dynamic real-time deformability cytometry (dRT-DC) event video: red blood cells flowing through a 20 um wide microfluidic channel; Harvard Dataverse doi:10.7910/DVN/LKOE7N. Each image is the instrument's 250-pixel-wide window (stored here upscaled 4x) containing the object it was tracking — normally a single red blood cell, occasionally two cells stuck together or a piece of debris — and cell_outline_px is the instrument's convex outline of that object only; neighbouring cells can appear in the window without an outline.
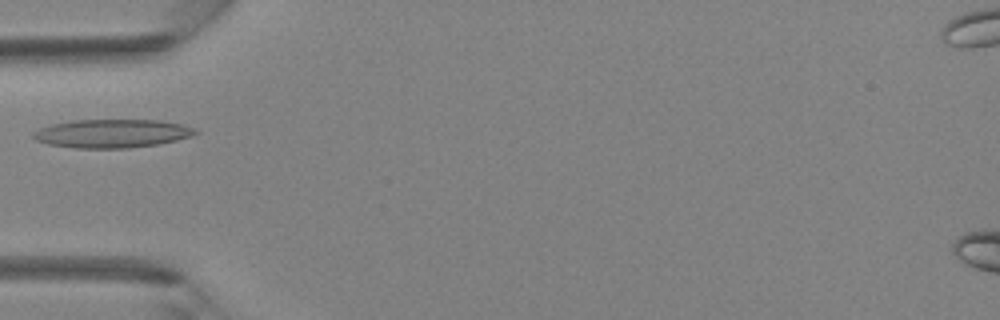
{"species": "Egyptian fruit bat (a non-hibernating species)", "species_latin": "Rousettus aegyptiacus", "temperature_condition": "room temperature", "stored_images_in_passage": 3, "camera_frame_rate_fps": 3000, "um_per_image_px": 0.085, "animal": {"sex": "female"}, "frame": {"image": 1, "passage_image": 3, "time_ms": 2.333, "image_size_px": [1000, 320], "cell_outline_px": [[200, 132], [192, 136], [176, 140], [156, 144], [128, 148], [76, 148], [48, 144], [36, 140], [32, 136], [32, 132], [40, 128], [52, 124], [72, 120], [160, 120], [180, 124], [196, 128]], "centroid_in_image_um": [9.53, 11.34], "position_along_channel_um": 75.5, "area_um2": 26.88}}